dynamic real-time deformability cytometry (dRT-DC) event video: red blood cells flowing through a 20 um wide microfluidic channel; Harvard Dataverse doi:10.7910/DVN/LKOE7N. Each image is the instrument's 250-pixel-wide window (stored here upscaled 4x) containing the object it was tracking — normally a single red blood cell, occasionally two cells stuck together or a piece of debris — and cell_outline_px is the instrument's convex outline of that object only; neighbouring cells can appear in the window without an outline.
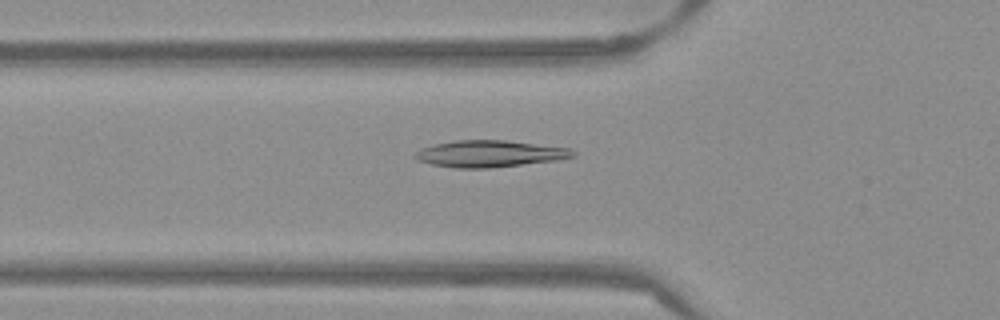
{"species": "Egyptian fruit bat (a non-hibernating species)", "species_latin": "Rousettus aegyptiacus", "temperature_condition": "warm", "stored_images_in_passage": 37, "camera_frame_rate_fps": 3000, "um_per_image_px": 0.085, "frame": {"image": 1, "passage_image": 3, "time_ms": 0.667, "image_size_px": [1000, 320], "cell_outline_px": [[576, 156], [556, 160], [492, 168], [456, 168], [432, 164], [420, 160], [412, 156], [420, 148], [432, 144], [456, 140], [504, 140], [572, 148], [576, 152]], "centroid_in_image_um": [41.63, 13.06], "position_along_channel_um": 84.2, "area_um2": 24.62}}
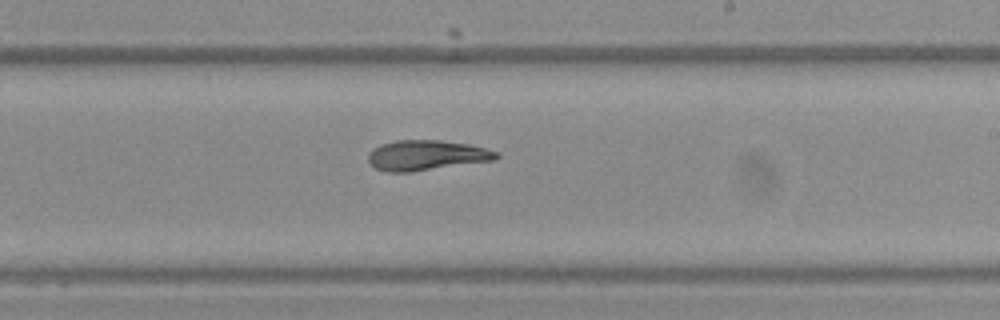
{"frame": {"image": 2, "passage_image": 16, "time_ms": 5.0, "image_size_px": [1000, 320], "cell_outline_px": [[500, 156], [496, 160], [412, 172], [388, 172], [376, 168], [368, 164], [368, 152], [372, 148], [380, 144], [396, 140], [440, 140], [468, 144], [500, 152]], "centroid_in_image_um": [36.23, 13.2], "position_along_channel_um": 252.8, "area_um2": 22.83}}
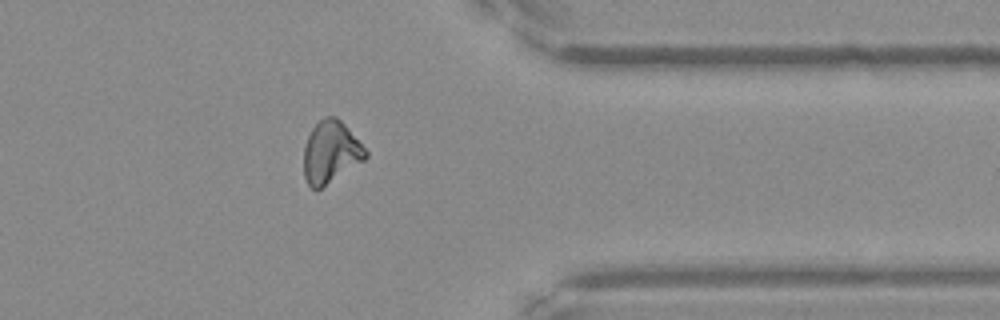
{"frame": {"image": 3, "passage_image": 27, "time_ms": 8.667, "image_size_px": [1000, 320], "cell_outline_px": [[368, 156], [364, 160], [316, 192], [308, 184], [304, 176], [304, 144], [312, 128], [324, 116], [336, 116], [344, 124], [368, 152]], "centroid_in_image_um": [28.09, 12.95], "position_along_channel_um": 383.3, "area_um2": 22.31}, "authors_computed_cell_mechanics": {"area_um2": 22.4264, "velocity_mm_per_s": 3.8706, "shape_relaxation_time_tau1_ms": null, "shape_relaxation_time_tau2_ms": 4.4491, "deformation_change_tau1": null, "deformation_change_tau2": 0.0833}}